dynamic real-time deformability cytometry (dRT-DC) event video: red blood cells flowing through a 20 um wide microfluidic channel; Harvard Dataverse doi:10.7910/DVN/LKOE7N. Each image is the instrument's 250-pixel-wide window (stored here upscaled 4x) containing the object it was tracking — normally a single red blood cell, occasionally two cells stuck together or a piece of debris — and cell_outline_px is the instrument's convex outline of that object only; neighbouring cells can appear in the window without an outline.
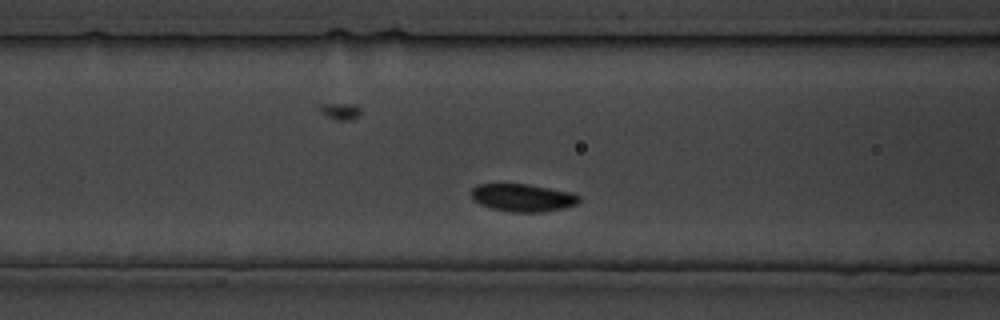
{"species": "common noctule bat (a hibernating species)", "species_latin": "Nyctalus noctula", "temperature_condition": "cold", "stored_images_in_passage": 12, "camera_frame_rate_fps": 3000, "um_per_image_px": 0.085, "animal": {"sex": "male", "body_mass_g": 19.5, "forearm_length_mm": 54.6}, "frame": {"image": 1, "passage_image": 6, "time_ms": 6.667, "image_size_px": [1000, 320], "cell_outline_px": [[580, 200], [576, 204], [564, 208], [544, 212], [512, 212], [492, 208], [480, 204], [472, 200], [472, 188], [476, 184], [528, 184], [568, 192], [580, 196]], "centroid_in_image_um": [44.41, 16.81], "position_along_channel_um": 122.2, "area_um2": 17.28}}
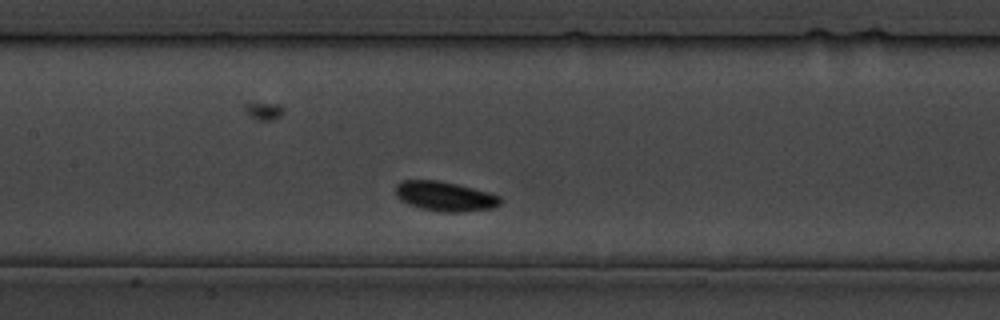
{"frame": {"image": 2, "passage_image": 9, "time_ms": 10.0, "image_size_px": [1000, 320], "cell_outline_px": [[500, 204], [496, 208], [460, 212], [440, 212], [420, 208], [408, 204], [400, 200], [396, 196], [396, 184], [400, 180], [436, 180], [456, 184], [488, 192], [500, 196]], "centroid_in_image_um": [37.8, 16.69], "position_along_channel_um": 169.6, "area_um2": 18.15}}